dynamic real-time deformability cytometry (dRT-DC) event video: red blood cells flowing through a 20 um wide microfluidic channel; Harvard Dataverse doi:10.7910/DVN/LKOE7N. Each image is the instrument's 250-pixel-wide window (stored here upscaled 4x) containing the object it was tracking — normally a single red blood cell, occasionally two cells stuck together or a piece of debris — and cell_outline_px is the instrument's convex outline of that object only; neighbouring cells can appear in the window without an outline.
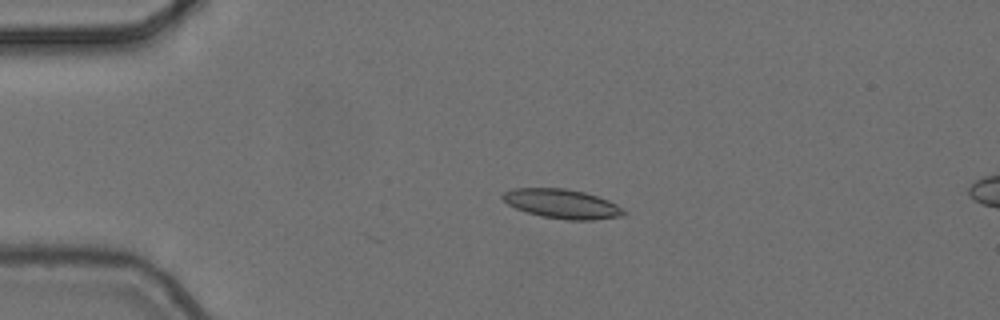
{"species": "common noctule bat (a hibernating species)", "species_latin": "Nyctalus noctula", "temperature_condition": "cold", "stored_images_in_passage": 6, "segment_of_instrument_passage": [1, 2], "camera_frame_rate_fps": 3000, "um_per_image_px": 0.085, "animal": {"sex": "female", "body_mass_g": 24.6, "forearm_length_mm": 56.2}, "frame": {"image": 1, "passage_image": 4, "time_ms": 1.0, "image_size_px": [1000, 320], "cell_outline_px": [[628, 212], [624, 216], [592, 220], [568, 220], [544, 216], [528, 212], [516, 208], [508, 204], [500, 196], [504, 192], [512, 188], [564, 188], [584, 192], [608, 200], [624, 208]], "centroid_in_image_um": [47.81, 17.32], "position_along_channel_um": 37.2, "area_um2": 20.63}}